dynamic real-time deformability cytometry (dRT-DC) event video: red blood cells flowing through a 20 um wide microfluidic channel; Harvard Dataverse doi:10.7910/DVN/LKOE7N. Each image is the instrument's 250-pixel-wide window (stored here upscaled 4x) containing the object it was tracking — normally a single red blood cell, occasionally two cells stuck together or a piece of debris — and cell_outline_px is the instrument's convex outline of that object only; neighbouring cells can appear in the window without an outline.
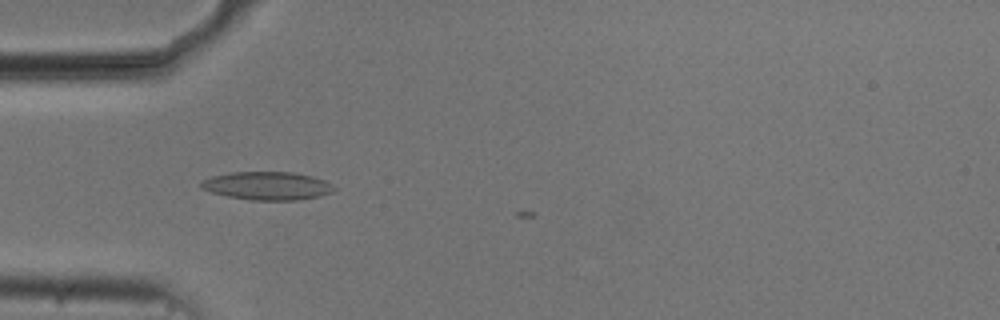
{"species": "common noctule bat (a hibernating species)", "species_latin": "Nyctalus noctula", "temperature_condition": "cold", "stored_images_in_passage": 6, "camera_frame_rate_fps": 3000, "um_per_image_px": 0.085, "animal": {"sex": "male", "body_mass_g": 20.5, "forearm_length_mm": 52.5}, "frame": {"image": 1, "passage_image": 5, "time_ms": 1.333, "image_size_px": [1000, 320], "cell_outline_px": [[336, 188], [332, 192], [320, 196], [296, 200], [252, 200], [228, 196], [212, 192], [200, 188], [200, 184], [204, 180], [212, 176], [232, 172], [292, 172], [312, 176], [324, 180], [332, 184]], "centroid_in_image_um": [22.74, 15.79], "position_along_channel_um": 62.3, "area_um2": 21.73}}